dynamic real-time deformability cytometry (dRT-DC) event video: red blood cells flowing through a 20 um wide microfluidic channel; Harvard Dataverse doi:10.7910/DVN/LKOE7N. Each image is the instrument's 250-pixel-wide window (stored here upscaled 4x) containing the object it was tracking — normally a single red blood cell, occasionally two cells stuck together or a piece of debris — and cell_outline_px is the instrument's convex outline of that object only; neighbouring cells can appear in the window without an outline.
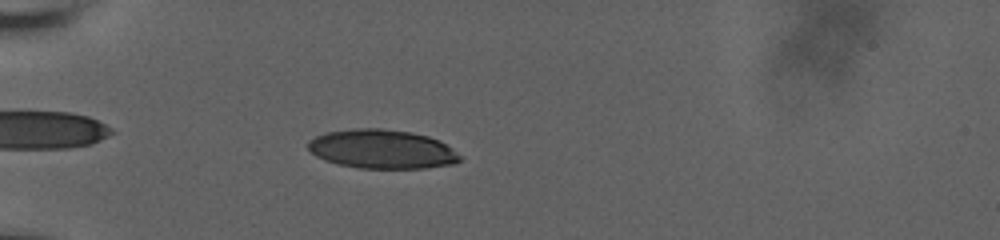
{"species": "human", "species_latin": "Homo sapiens", "temperature_condition": "room temperature", "stored_images_in_passage": 60, "camera_frame_rate_fps": 3000, "um_per_image_px": 0.085, "donor": {"sex": "male"}, "frame": {"image": 1, "passage_image": 21, "time_ms": 6.667, "image_size_px": [1000, 240], "cell_outline_px": [[460, 160], [452, 164], [424, 168], [360, 168], [340, 164], [324, 160], [316, 156], [308, 148], [308, 140], [316, 136], [328, 132], [352, 128], [380, 128], [412, 132], [428, 136], [440, 140], [452, 148], [460, 156]], "centroid_in_image_um": [32.47, 12.66], "position_along_channel_um": 52.5, "area_um2": 34.45}}
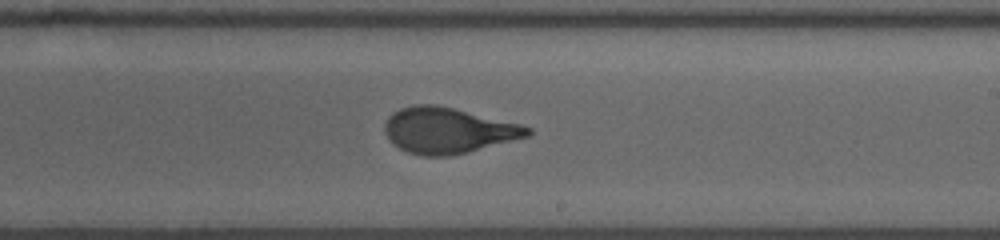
{"frame": {"image": 2, "passage_image": 39, "time_ms": 12.667, "image_size_px": [1000, 240], "cell_outline_px": [[532, 132], [528, 136], [468, 152], [448, 156], [420, 156], [408, 152], [400, 148], [384, 132], [384, 124], [388, 116], [392, 112], [400, 108], [416, 104], [436, 104], [520, 124], [532, 128]], "centroid_in_image_um": [38.06, 11.08], "position_along_channel_um": 250.9, "area_um2": 37.8}}
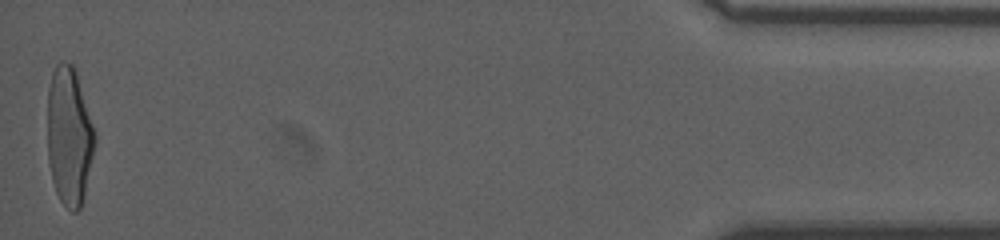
{"frame": {"image": 3, "passage_image": 60, "time_ms": 19.667, "image_size_px": [1000, 240], "cell_outline_px": [[96, 140], [84, 196], [80, 208], [76, 212], [72, 212], [60, 200], [56, 192], [52, 180], [48, 160], [48, 88], [52, 72], [56, 64], [60, 60], [64, 60], [72, 64], [76, 72], [96, 136]], "centroid_in_image_um": [5.87, 11.56], "position_along_channel_um": 429.3, "area_um2": 38.03}, "authors_computed_cell_mechanics": {"area_um2": 37.3966, "velocity_mm_per_s": 3.7168, "shape_relaxation_time_tau1_ms": 5.1231, "shape_relaxation_time_tau2_ms": null, "deformation_change_tau1": 0.2144, "deformation_change_tau2": null}}